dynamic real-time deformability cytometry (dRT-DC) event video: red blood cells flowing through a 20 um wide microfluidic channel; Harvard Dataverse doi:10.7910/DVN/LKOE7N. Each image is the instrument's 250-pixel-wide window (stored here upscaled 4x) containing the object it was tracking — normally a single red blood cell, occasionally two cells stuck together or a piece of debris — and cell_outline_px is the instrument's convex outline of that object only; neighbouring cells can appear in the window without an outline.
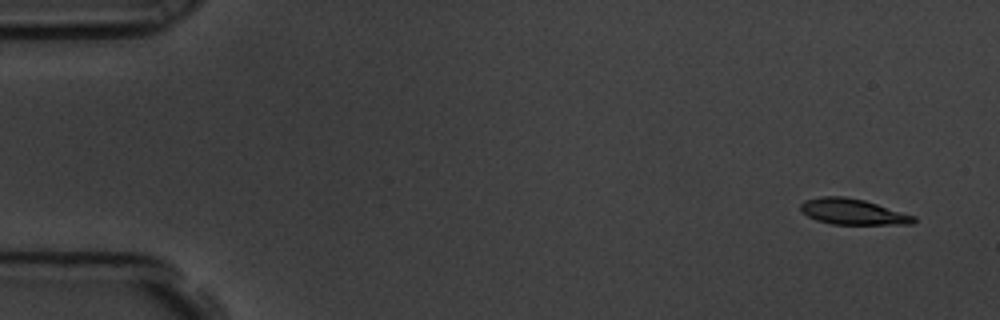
{"species": "common noctule bat (a hibernating species)", "species_latin": "Nyctalus noctula", "temperature_condition": "room temperature", "stored_images_in_passage": 5, "camera_frame_rate_fps": 3000, "um_per_image_px": 0.085, "animal": {"sex": "male", "body_mass_g": 19.5, "forearm_length_mm": 54.6}, "frame": {"image": 1, "passage_image": 1, "time_ms": 0.0, "image_size_px": [1000, 320], "cell_outline_px": [[916, 220], [912, 224], [832, 224], [816, 220], [808, 216], [800, 208], [800, 204], [804, 200], [820, 196], [844, 196], [864, 200], [916, 216]], "centroid_in_image_um": [72.48, 17.99], "position_along_channel_um": 12.5, "area_um2": 16.94}}
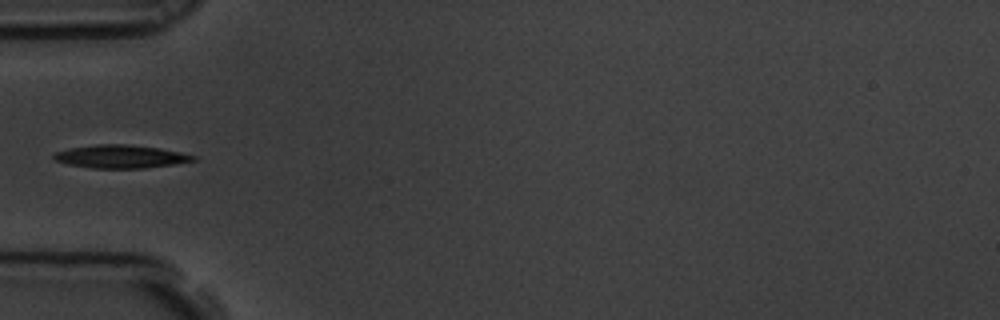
{"frame": {"image": 2, "passage_image": 5, "time_ms": 1.333, "image_size_px": [1000, 320], "cell_outline_px": [[196, 160], [172, 164], [144, 168], [92, 168], [68, 164], [52, 160], [52, 156], [56, 152], [68, 148], [96, 144], [128, 144], [160, 148], [180, 152], [196, 156]], "centroid_in_image_um": [10.21, 13.3], "position_along_channel_um": 74.8, "area_um2": 18.79}}